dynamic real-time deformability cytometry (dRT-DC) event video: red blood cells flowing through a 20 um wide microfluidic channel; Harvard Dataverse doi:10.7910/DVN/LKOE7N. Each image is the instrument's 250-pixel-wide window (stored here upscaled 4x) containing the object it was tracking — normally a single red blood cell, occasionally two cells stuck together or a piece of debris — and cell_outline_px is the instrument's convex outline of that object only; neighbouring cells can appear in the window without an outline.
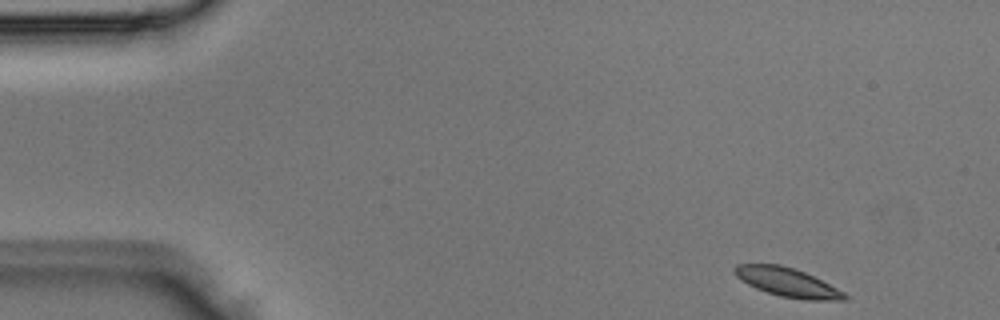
{"species": "Egyptian fruit bat (a non-hibernating species)", "species_latin": "Rousettus aegyptiacus", "temperature_condition": "room temperature", "stored_images_in_passage": 3, "camera_frame_rate_fps": 3000, "um_per_image_px": 0.085, "animal": {"sex": "male"}, "frame": {"image": 1, "passage_image": 1, "time_ms": 0.0, "image_size_px": [1000, 320], "cell_outline_px": [[848, 300], [804, 300], [780, 296], [756, 288], [740, 280], [732, 272], [732, 268], [736, 264], [780, 264], [796, 268], [844, 292], [848, 296]], "centroid_in_image_um": [66.89, 23.99], "position_along_channel_um": 18.1, "area_um2": 18.5}}
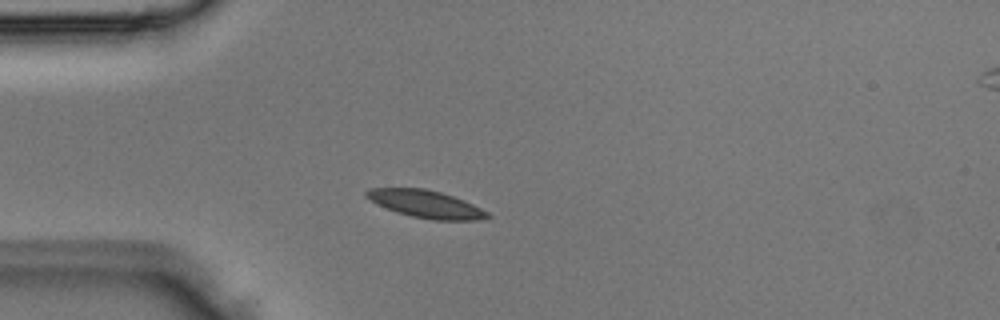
{"frame": {"image": 2, "passage_image": 3, "time_ms": 0.667, "image_size_px": [1000, 320], "cell_outline_px": [[492, 216], [480, 220], [432, 220], [412, 216], [396, 212], [376, 204], [364, 196], [364, 192], [368, 188], [424, 188], [440, 192], [464, 200], [488, 212]], "centroid_in_image_um": [36.17, 17.34], "position_along_channel_um": 48.8, "area_um2": 19.42}}